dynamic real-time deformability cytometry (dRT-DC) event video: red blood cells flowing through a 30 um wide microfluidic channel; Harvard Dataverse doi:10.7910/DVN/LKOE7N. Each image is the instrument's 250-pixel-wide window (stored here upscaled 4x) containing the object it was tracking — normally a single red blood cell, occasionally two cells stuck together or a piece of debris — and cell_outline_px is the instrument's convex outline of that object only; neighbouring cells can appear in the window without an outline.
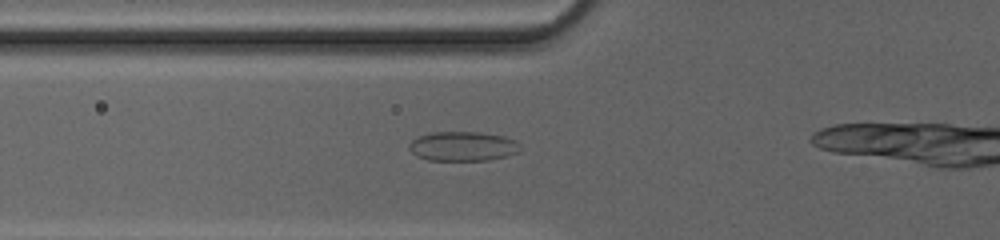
{"species": "common noctule bat (a hibernating species)", "species_latin": "Nyctalus noctula", "temperature_condition": "cold", "stored_images_in_passage": 35, "camera_frame_rate_fps": 3000, "um_per_image_px": 0.085, "animal": {"sex": "female", "body_mass_g": 20.0, "forearm_length_mm": 54.0}, "frame": {"image": 1, "passage_image": 10, "time_ms": 3.0, "image_size_px": [1000, 240], "cell_outline_px": [[520, 152], [488, 160], [428, 160], [416, 156], [408, 148], [408, 144], [416, 136], [432, 132], [480, 132], [504, 136], [516, 140]], "centroid_in_image_um": [39.29, 12.42], "position_along_channel_um": 86.5, "area_um2": 19.13}}
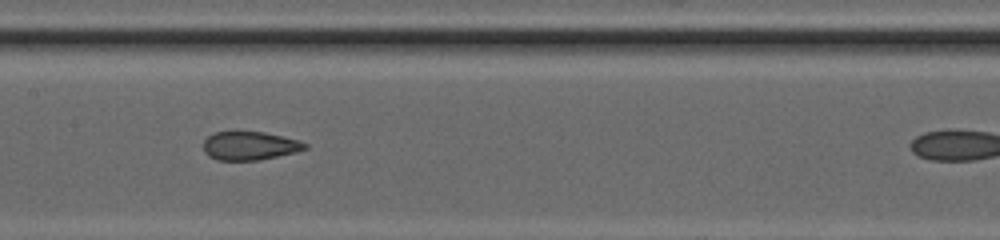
{"frame": {"image": 2, "passage_image": 17, "time_ms": 5.333, "image_size_px": [1000, 240], "cell_outline_px": [[308, 148], [296, 152], [260, 160], [216, 160], [208, 156], [204, 152], [204, 140], [212, 132], [236, 128], [264, 132], [284, 136], [300, 140], [308, 144]], "centroid_in_image_um": [21.2, 12.34], "position_along_channel_um": 186.2, "area_um2": 17.8}}
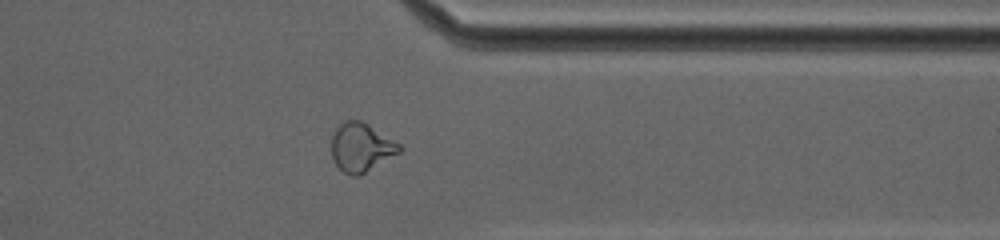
{"frame": {"image": 3, "passage_image": 31, "time_ms": 10.0, "image_size_px": [1000, 240], "cell_outline_px": [[404, 148], [400, 152], [360, 176], [352, 176], [344, 172], [332, 160], [332, 136], [336, 128], [344, 120], [360, 120], [368, 124], [400, 144]], "centroid_in_image_um": [30.7, 12.53], "position_along_channel_um": 380.7, "area_um2": 19.25}, "authors_computed_cell_mechanics": {"area_um2": 18.1492, "velocity_mm_per_s": 4.2352, "shape_relaxation_time_tau1_ms": null, "shape_relaxation_time_tau2_ms": 0.6952, "deformation_change_tau1": null, "deformation_change_tau2": 0.0639}}